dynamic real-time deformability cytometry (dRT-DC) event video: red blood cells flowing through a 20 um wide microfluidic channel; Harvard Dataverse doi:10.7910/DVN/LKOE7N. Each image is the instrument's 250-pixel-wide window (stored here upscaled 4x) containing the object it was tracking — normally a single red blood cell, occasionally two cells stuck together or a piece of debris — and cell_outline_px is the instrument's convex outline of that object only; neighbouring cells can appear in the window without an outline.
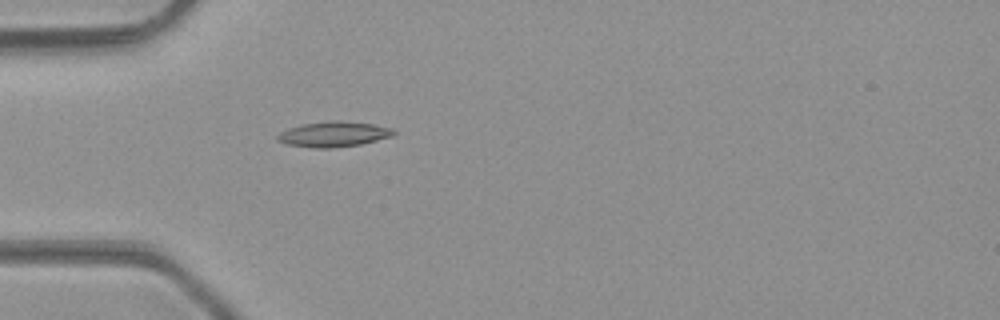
{"species": "common noctule bat (a hibernating species)", "species_latin": "Nyctalus noctula", "temperature_condition": "room temperature", "stored_images_in_passage": 47, "camera_frame_rate_fps": 3000, "um_per_image_px": 0.085, "animal": {"sex": "male", "body_mass_g": 23.1, "forearm_length_mm": 52.7}, "frame": {"image": 1, "passage_image": 14, "time_ms": 4.333, "image_size_px": [1000, 320], "cell_outline_px": [[396, 132], [392, 136], [360, 144], [332, 148], [312, 148], [288, 144], [276, 140], [276, 136], [280, 132], [288, 128], [300, 124], [336, 120], [372, 124], [392, 128]], "centroid_in_image_um": [28.32, 11.4], "position_along_channel_um": 56.7, "area_um2": 17.05}}
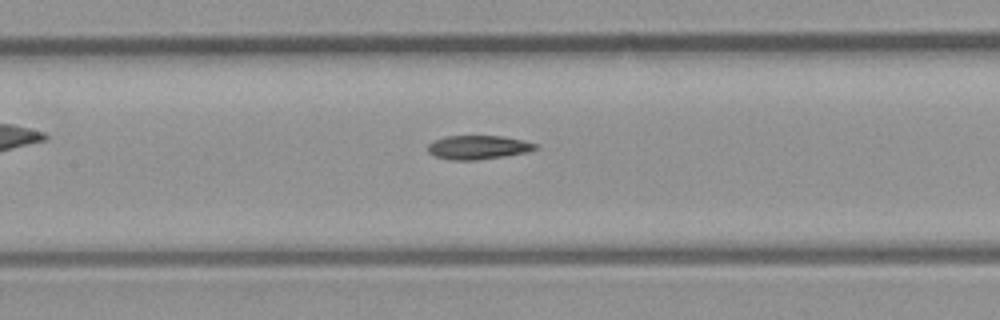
{"frame": {"image": 2, "passage_image": 22, "time_ms": 7.0, "image_size_px": [1000, 320], "cell_outline_px": [[536, 148], [528, 152], [504, 156], [476, 160], [448, 160], [436, 156], [428, 152], [428, 144], [444, 136], [500, 136], [524, 140], [536, 144]], "centroid_in_image_um": [40.62, 12.52], "position_along_channel_um": 166.8, "area_um2": 14.85}}
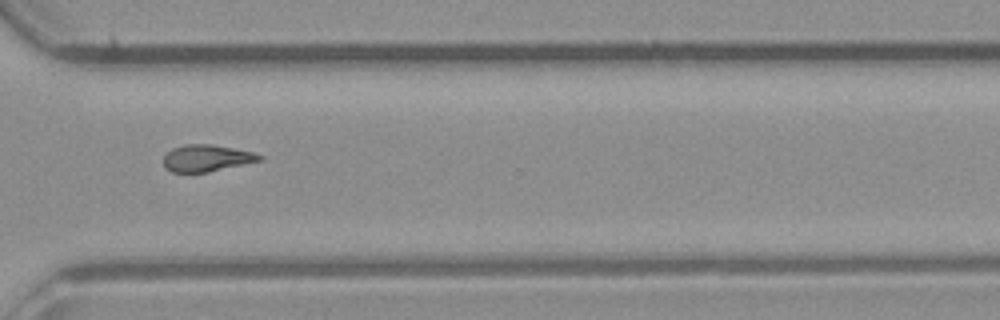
{"frame": {"image": 3, "passage_image": 35, "time_ms": 11.333, "image_size_px": [1000, 320], "cell_outline_px": [[264, 160], [208, 172], [172, 172], [164, 168], [164, 156], [172, 148], [184, 144], [212, 144], [252, 152], [264, 156]], "centroid_in_image_um": [17.57, 13.44], "position_along_channel_um": 353.0, "area_um2": 15.03}, "authors_computed_cell_mechanics": {"area_um2": 15.317, "velocity_mm_per_s": 4.3042, "shape_relaxation_time_tau1_ms": 5.6195, "shape_relaxation_time_tau2_ms": 7.5894, "deformation_change_tau1": 0.1723, "deformation_change_tau2": 0.1849}}